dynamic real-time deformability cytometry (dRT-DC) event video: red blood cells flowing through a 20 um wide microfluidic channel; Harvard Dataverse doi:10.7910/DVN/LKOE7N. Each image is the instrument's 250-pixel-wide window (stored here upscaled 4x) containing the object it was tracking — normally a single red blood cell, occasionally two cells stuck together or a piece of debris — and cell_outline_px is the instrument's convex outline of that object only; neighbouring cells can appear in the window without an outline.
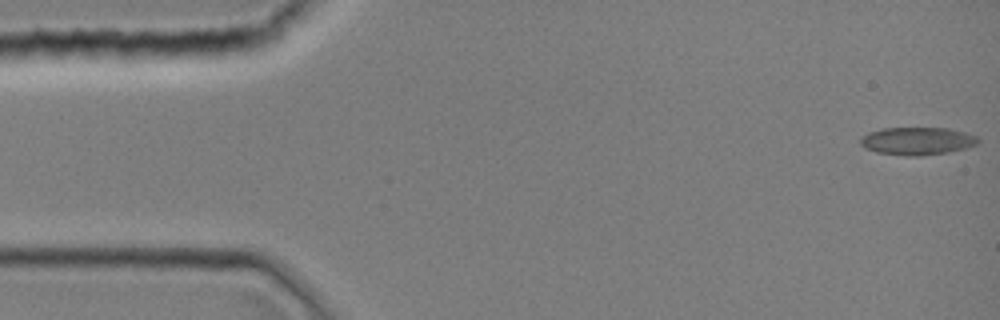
{"species": "common noctule bat (a hibernating species)", "species_latin": "Nyctalus noctula", "temperature_condition": "room temperature", "stored_images_in_passage": 44, "camera_frame_rate_fps": 3000, "um_per_image_px": 0.085, "animal": {"sex": "female", "body_mass_g": 19.0, "forearm_length_mm": 51.5}, "frame": {"image": 1, "passage_image": 1, "time_ms": 0.0, "image_size_px": [1000, 320], "cell_outline_px": [[980, 140], [976, 144], [964, 148], [948, 152], [920, 156], [908, 156], [876, 152], [864, 148], [860, 144], [860, 140], [868, 132], [884, 128], [948, 128], [964, 132], [976, 136]], "centroid_in_image_um": [77.94, 11.99], "position_along_channel_um": 7.1, "area_um2": 18.9}}
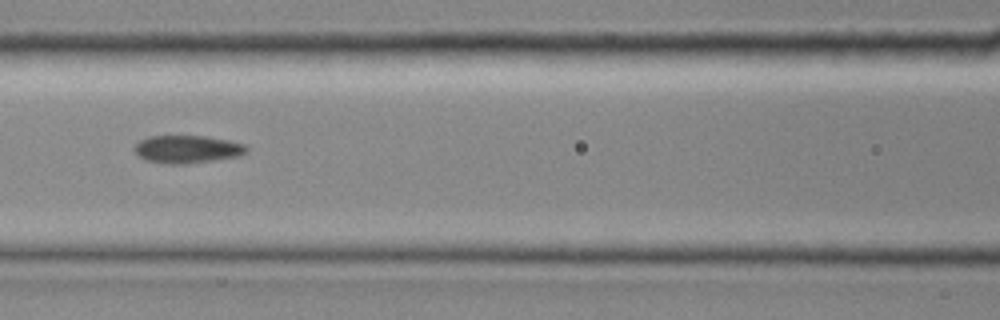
{"frame": {"image": 2, "passage_image": 19, "time_ms": 6.0, "image_size_px": [1000, 320], "cell_outline_px": [[248, 152], [240, 156], [184, 164], [168, 164], [144, 160], [136, 156], [132, 148], [140, 140], [148, 136], [204, 136], [228, 140], [244, 144], [248, 148]], "centroid_in_image_um": [15.87, 12.69], "position_along_channel_um": 150.7, "area_um2": 18.32}}
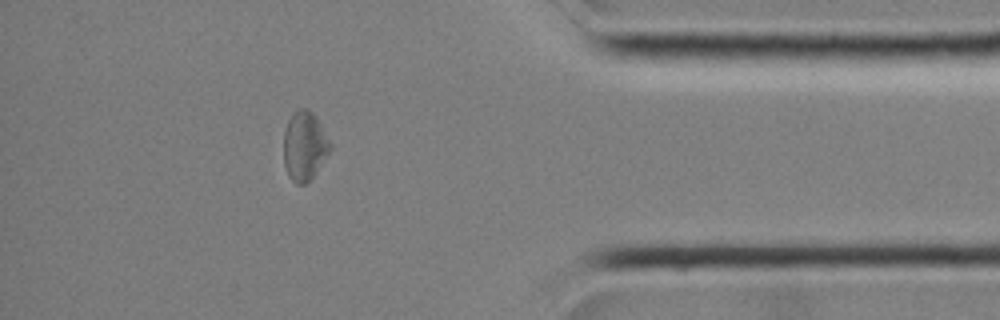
{"frame": {"image": 3, "passage_image": 38, "time_ms": 12.333, "image_size_px": [1000, 320], "cell_outline_px": [[332, 148], [316, 172], [304, 184], [296, 184], [288, 176], [284, 164], [284, 132], [288, 120], [300, 108], [308, 108], [316, 116], [332, 144]], "centroid_in_image_um": [25.89, 12.4], "position_along_channel_um": 409.3, "area_um2": 18.61}}